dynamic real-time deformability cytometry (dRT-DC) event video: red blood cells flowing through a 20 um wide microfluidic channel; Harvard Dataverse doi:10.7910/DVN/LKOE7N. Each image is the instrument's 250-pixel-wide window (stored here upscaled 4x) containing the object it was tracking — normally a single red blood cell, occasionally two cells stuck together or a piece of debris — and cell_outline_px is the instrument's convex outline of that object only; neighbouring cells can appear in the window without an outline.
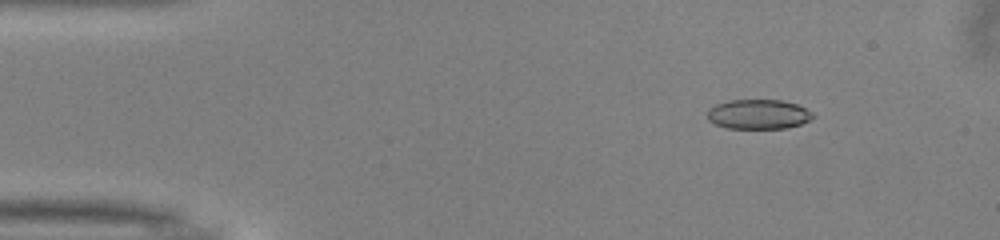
{"species": "common noctule bat (a hibernating species)", "species_latin": "Nyctalus noctula", "temperature_condition": "warm", "stored_images_in_passage": 50, "camera_frame_rate_fps": 3000, "um_per_image_px": 0.085, "animal": {"sex": "male", "body_mass_g": 13.0, "forearm_length_mm": 53.1}, "frame": {"image": 1, "passage_image": 6, "time_ms": 1.667, "image_size_px": [1000, 240], "cell_outline_px": [[816, 116], [812, 120], [788, 128], [728, 128], [716, 124], [708, 120], [708, 108], [716, 104], [728, 100], [780, 100], [796, 104], [812, 112]], "centroid_in_image_um": [64.48, 9.71], "position_along_channel_um": 20.5, "area_um2": 18.26}}
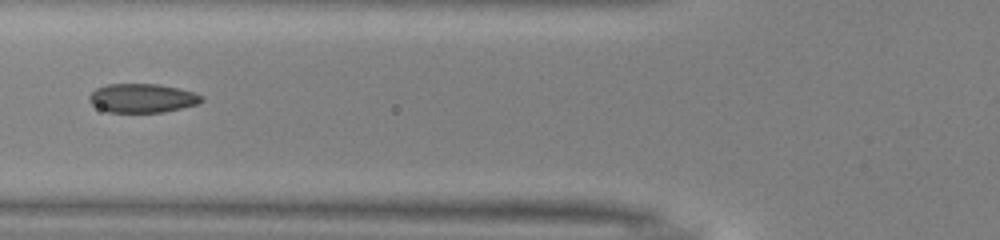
{"frame": {"image": 2, "passage_image": 19, "time_ms": 6.0, "image_size_px": [1000, 240], "cell_outline_px": [[204, 100], [200, 104], [164, 112], [108, 112], [92, 104], [88, 100], [88, 96], [96, 88], [108, 84], [156, 84], [176, 88], [192, 92], [204, 96]], "centroid_in_image_um": [12.11, 8.35], "position_along_channel_um": 113.7, "area_um2": 18.9}}
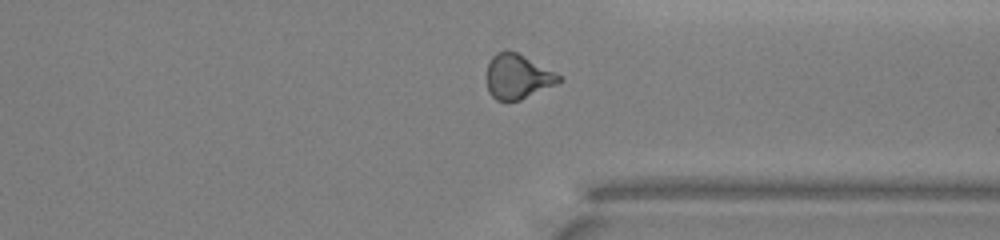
{"frame": {"image": 3, "passage_image": 38, "time_ms": 12.333, "image_size_px": [1000, 240], "cell_outline_px": [[564, 80], [556, 84], [520, 100], [504, 104], [496, 100], [488, 92], [484, 76], [488, 64], [492, 56], [496, 52], [504, 48], [516, 52], [524, 56], [560, 76]], "centroid_in_image_um": [43.9, 6.53], "position_along_channel_um": 367.5, "area_um2": 19.25}, "authors_computed_cell_mechanics": {"area_um2": 19.074, "velocity_mm_per_s": 4.0221, "shape_relaxation_time_tau1_ms": 8.8392, "shape_relaxation_time_tau2_ms": 1.2772, "deformation_change_tau1": 0.1951, "deformation_change_tau2": 0.0807}}